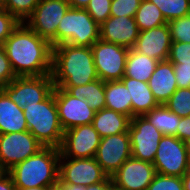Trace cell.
Returning a JSON list of instances; mask_svg holds the SVG:
<instances>
[{"label":"cell","instance_id":"35","mask_svg":"<svg viewBox=\"0 0 190 190\" xmlns=\"http://www.w3.org/2000/svg\"><path fill=\"white\" fill-rule=\"evenodd\" d=\"M168 60L173 64L190 65V43L172 42Z\"/></svg>","mask_w":190,"mask_h":190},{"label":"cell","instance_id":"16","mask_svg":"<svg viewBox=\"0 0 190 190\" xmlns=\"http://www.w3.org/2000/svg\"><path fill=\"white\" fill-rule=\"evenodd\" d=\"M55 103L64 131L79 125L90 124L95 112L85 101L70 95L65 89L55 87Z\"/></svg>","mask_w":190,"mask_h":190},{"label":"cell","instance_id":"42","mask_svg":"<svg viewBox=\"0 0 190 190\" xmlns=\"http://www.w3.org/2000/svg\"><path fill=\"white\" fill-rule=\"evenodd\" d=\"M71 8H83L89 4L90 0H67Z\"/></svg>","mask_w":190,"mask_h":190},{"label":"cell","instance_id":"27","mask_svg":"<svg viewBox=\"0 0 190 190\" xmlns=\"http://www.w3.org/2000/svg\"><path fill=\"white\" fill-rule=\"evenodd\" d=\"M139 31L167 24L160 9L150 0H142L134 16Z\"/></svg>","mask_w":190,"mask_h":190},{"label":"cell","instance_id":"5","mask_svg":"<svg viewBox=\"0 0 190 190\" xmlns=\"http://www.w3.org/2000/svg\"><path fill=\"white\" fill-rule=\"evenodd\" d=\"M100 39V26L83 8H69L57 28V46L91 47Z\"/></svg>","mask_w":190,"mask_h":190},{"label":"cell","instance_id":"40","mask_svg":"<svg viewBox=\"0 0 190 190\" xmlns=\"http://www.w3.org/2000/svg\"><path fill=\"white\" fill-rule=\"evenodd\" d=\"M86 190H116V188L111 177L108 176L103 182L86 186Z\"/></svg>","mask_w":190,"mask_h":190},{"label":"cell","instance_id":"6","mask_svg":"<svg viewBox=\"0 0 190 190\" xmlns=\"http://www.w3.org/2000/svg\"><path fill=\"white\" fill-rule=\"evenodd\" d=\"M67 0H40L31 16L24 22L52 48L57 46V28L62 17L69 10Z\"/></svg>","mask_w":190,"mask_h":190},{"label":"cell","instance_id":"32","mask_svg":"<svg viewBox=\"0 0 190 190\" xmlns=\"http://www.w3.org/2000/svg\"><path fill=\"white\" fill-rule=\"evenodd\" d=\"M112 0H90L85 10L101 26L110 17Z\"/></svg>","mask_w":190,"mask_h":190},{"label":"cell","instance_id":"31","mask_svg":"<svg viewBox=\"0 0 190 190\" xmlns=\"http://www.w3.org/2000/svg\"><path fill=\"white\" fill-rule=\"evenodd\" d=\"M172 42L190 43V14L168 23Z\"/></svg>","mask_w":190,"mask_h":190},{"label":"cell","instance_id":"8","mask_svg":"<svg viewBox=\"0 0 190 190\" xmlns=\"http://www.w3.org/2000/svg\"><path fill=\"white\" fill-rule=\"evenodd\" d=\"M91 50L98 78L103 82L121 80L125 74L129 49L99 39Z\"/></svg>","mask_w":190,"mask_h":190},{"label":"cell","instance_id":"13","mask_svg":"<svg viewBox=\"0 0 190 190\" xmlns=\"http://www.w3.org/2000/svg\"><path fill=\"white\" fill-rule=\"evenodd\" d=\"M101 137L92 123L75 126L63 133L60 157L93 158Z\"/></svg>","mask_w":190,"mask_h":190},{"label":"cell","instance_id":"47","mask_svg":"<svg viewBox=\"0 0 190 190\" xmlns=\"http://www.w3.org/2000/svg\"><path fill=\"white\" fill-rule=\"evenodd\" d=\"M7 173V170L0 163V178Z\"/></svg>","mask_w":190,"mask_h":190},{"label":"cell","instance_id":"44","mask_svg":"<svg viewBox=\"0 0 190 190\" xmlns=\"http://www.w3.org/2000/svg\"><path fill=\"white\" fill-rule=\"evenodd\" d=\"M63 190H86V187L80 186V185H67V184H61Z\"/></svg>","mask_w":190,"mask_h":190},{"label":"cell","instance_id":"15","mask_svg":"<svg viewBox=\"0 0 190 190\" xmlns=\"http://www.w3.org/2000/svg\"><path fill=\"white\" fill-rule=\"evenodd\" d=\"M155 174L153 163L131 156L110 177L116 190H147Z\"/></svg>","mask_w":190,"mask_h":190},{"label":"cell","instance_id":"20","mask_svg":"<svg viewBox=\"0 0 190 190\" xmlns=\"http://www.w3.org/2000/svg\"><path fill=\"white\" fill-rule=\"evenodd\" d=\"M121 81L128 88L132 102V118L143 116L160 104L152 94L148 83L123 76Z\"/></svg>","mask_w":190,"mask_h":190},{"label":"cell","instance_id":"25","mask_svg":"<svg viewBox=\"0 0 190 190\" xmlns=\"http://www.w3.org/2000/svg\"><path fill=\"white\" fill-rule=\"evenodd\" d=\"M58 87L65 89L75 98L80 100L85 99L94 111H100L105 108L104 82L101 79H97L86 85Z\"/></svg>","mask_w":190,"mask_h":190},{"label":"cell","instance_id":"36","mask_svg":"<svg viewBox=\"0 0 190 190\" xmlns=\"http://www.w3.org/2000/svg\"><path fill=\"white\" fill-rule=\"evenodd\" d=\"M19 21L0 5V46H3Z\"/></svg>","mask_w":190,"mask_h":190},{"label":"cell","instance_id":"26","mask_svg":"<svg viewBox=\"0 0 190 190\" xmlns=\"http://www.w3.org/2000/svg\"><path fill=\"white\" fill-rule=\"evenodd\" d=\"M143 116L163 135L176 136V129L179 125L180 117L171 112L164 104H160Z\"/></svg>","mask_w":190,"mask_h":190},{"label":"cell","instance_id":"43","mask_svg":"<svg viewBox=\"0 0 190 190\" xmlns=\"http://www.w3.org/2000/svg\"><path fill=\"white\" fill-rule=\"evenodd\" d=\"M181 178L184 190H190V169Z\"/></svg>","mask_w":190,"mask_h":190},{"label":"cell","instance_id":"48","mask_svg":"<svg viewBox=\"0 0 190 190\" xmlns=\"http://www.w3.org/2000/svg\"><path fill=\"white\" fill-rule=\"evenodd\" d=\"M185 143H186V147H187V153H188V156L190 159V139H188Z\"/></svg>","mask_w":190,"mask_h":190},{"label":"cell","instance_id":"34","mask_svg":"<svg viewBox=\"0 0 190 190\" xmlns=\"http://www.w3.org/2000/svg\"><path fill=\"white\" fill-rule=\"evenodd\" d=\"M142 0H112L110 16L134 17Z\"/></svg>","mask_w":190,"mask_h":190},{"label":"cell","instance_id":"3","mask_svg":"<svg viewBox=\"0 0 190 190\" xmlns=\"http://www.w3.org/2000/svg\"><path fill=\"white\" fill-rule=\"evenodd\" d=\"M60 150L43 147L7 172L16 188L51 187L59 183Z\"/></svg>","mask_w":190,"mask_h":190},{"label":"cell","instance_id":"39","mask_svg":"<svg viewBox=\"0 0 190 190\" xmlns=\"http://www.w3.org/2000/svg\"><path fill=\"white\" fill-rule=\"evenodd\" d=\"M176 137L185 142L190 139V115L180 118L176 129Z\"/></svg>","mask_w":190,"mask_h":190},{"label":"cell","instance_id":"30","mask_svg":"<svg viewBox=\"0 0 190 190\" xmlns=\"http://www.w3.org/2000/svg\"><path fill=\"white\" fill-rule=\"evenodd\" d=\"M164 105L180 118L190 115V88H177Z\"/></svg>","mask_w":190,"mask_h":190},{"label":"cell","instance_id":"10","mask_svg":"<svg viewBox=\"0 0 190 190\" xmlns=\"http://www.w3.org/2000/svg\"><path fill=\"white\" fill-rule=\"evenodd\" d=\"M108 175L93 158L60 157L59 183L83 187L103 182Z\"/></svg>","mask_w":190,"mask_h":190},{"label":"cell","instance_id":"19","mask_svg":"<svg viewBox=\"0 0 190 190\" xmlns=\"http://www.w3.org/2000/svg\"><path fill=\"white\" fill-rule=\"evenodd\" d=\"M147 83L156 101L163 105L177 90L173 63L159 61Z\"/></svg>","mask_w":190,"mask_h":190},{"label":"cell","instance_id":"38","mask_svg":"<svg viewBox=\"0 0 190 190\" xmlns=\"http://www.w3.org/2000/svg\"><path fill=\"white\" fill-rule=\"evenodd\" d=\"M177 88H190V65L173 64Z\"/></svg>","mask_w":190,"mask_h":190},{"label":"cell","instance_id":"45","mask_svg":"<svg viewBox=\"0 0 190 190\" xmlns=\"http://www.w3.org/2000/svg\"><path fill=\"white\" fill-rule=\"evenodd\" d=\"M17 190H47V187H29V188H17Z\"/></svg>","mask_w":190,"mask_h":190},{"label":"cell","instance_id":"46","mask_svg":"<svg viewBox=\"0 0 190 190\" xmlns=\"http://www.w3.org/2000/svg\"><path fill=\"white\" fill-rule=\"evenodd\" d=\"M47 190H63L62 185L60 183H57L54 186L47 187Z\"/></svg>","mask_w":190,"mask_h":190},{"label":"cell","instance_id":"4","mask_svg":"<svg viewBox=\"0 0 190 190\" xmlns=\"http://www.w3.org/2000/svg\"><path fill=\"white\" fill-rule=\"evenodd\" d=\"M28 131L44 146L60 148L64 130L61 126L53 91L37 104L23 109Z\"/></svg>","mask_w":190,"mask_h":190},{"label":"cell","instance_id":"41","mask_svg":"<svg viewBox=\"0 0 190 190\" xmlns=\"http://www.w3.org/2000/svg\"><path fill=\"white\" fill-rule=\"evenodd\" d=\"M0 190H17L13 179L8 172L0 178Z\"/></svg>","mask_w":190,"mask_h":190},{"label":"cell","instance_id":"29","mask_svg":"<svg viewBox=\"0 0 190 190\" xmlns=\"http://www.w3.org/2000/svg\"><path fill=\"white\" fill-rule=\"evenodd\" d=\"M39 2L40 0H1L0 5L20 23H24Z\"/></svg>","mask_w":190,"mask_h":190},{"label":"cell","instance_id":"22","mask_svg":"<svg viewBox=\"0 0 190 190\" xmlns=\"http://www.w3.org/2000/svg\"><path fill=\"white\" fill-rule=\"evenodd\" d=\"M130 118L107 108L96 111L92 125L101 138L128 132Z\"/></svg>","mask_w":190,"mask_h":190},{"label":"cell","instance_id":"28","mask_svg":"<svg viewBox=\"0 0 190 190\" xmlns=\"http://www.w3.org/2000/svg\"><path fill=\"white\" fill-rule=\"evenodd\" d=\"M150 1L160 9L167 22L190 14V0Z\"/></svg>","mask_w":190,"mask_h":190},{"label":"cell","instance_id":"7","mask_svg":"<svg viewBox=\"0 0 190 190\" xmlns=\"http://www.w3.org/2000/svg\"><path fill=\"white\" fill-rule=\"evenodd\" d=\"M156 173L182 177L190 169L185 141L176 136L163 135L153 162Z\"/></svg>","mask_w":190,"mask_h":190},{"label":"cell","instance_id":"2","mask_svg":"<svg viewBox=\"0 0 190 190\" xmlns=\"http://www.w3.org/2000/svg\"><path fill=\"white\" fill-rule=\"evenodd\" d=\"M54 87L80 86L98 78L91 47L62 44L52 48Z\"/></svg>","mask_w":190,"mask_h":190},{"label":"cell","instance_id":"37","mask_svg":"<svg viewBox=\"0 0 190 190\" xmlns=\"http://www.w3.org/2000/svg\"><path fill=\"white\" fill-rule=\"evenodd\" d=\"M15 75L3 46H0V89L8 85Z\"/></svg>","mask_w":190,"mask_h":190},{"label":"cell","instance_id":"17","mask_svg":"<svg viewBox=\"0 0 190 190\" xmlns=\"http://www.w3.org/2000/svg\"><path fill=\"white\" fill-rule=\"evenodd\" d=\"M172 38L168 24L140 31L134 49L158 61L168 60Z\"/></svg>","mask_w":190,"mask_h":190},{"label":"cell","instance_id":"24","mask_svg":"<svg viewBox=\"0 0 190 190\" xmlns=\"http://www.w3.org/2000/svg\"><path fill=\"white\" fill-rule=\"evenodd\" d=\"M158 62L154 58L137 52L134 48L129 49L124 76L147 83Z\"/></svg>","mask_w":190,"mask_h":190},{"label":"cell","instance_id":"14","mask_svg":"<svg viewBox=\"0 0 190 190\" xmlns=\"http://www.w3.org/2000/svg\"><path fill=\"white\" fill-rule=\"evenodd\" d=\"M132 156L128 132L101 138L94 158L102 170L112 176Z\"/></svg>","mask_w":190,"mask_h":190},{"label":"cell","instance_id":"9","mask_svg":"<svg viewBox=\"0 0 190 190\" xmlns=\"http://www.w3.org/2000/svg\"><path fill=\"white\" fill-rule=\"evenodd\" d=\"M54 89L52 75L18 76L2 90L21 109L42 102Z\"/></svg>","mask_w":190,"mask_h":190},{"label":"cell","instance_id":"33","mask_svg":"<svg viewBox=\"0 0 190 190\" xmlns=\"http://www.w3.org/2000/svg\"><path fill=\"white\" fill-rule=\"evenodd\" d=\"M147 190H184L182 178L156 173Z\"/></svg>","mask_w":190,"mask_h":190},{"label":"cell","instance_id":"1","mask_svg":"<svg viewBox=\"0 0 190 190\" xmlns=\"http://www.w3.org/2000/svg\"><path fill=\"white\" fill-rule=\"evenodd\" d=\"M3 47L17 77L51 74V44L25 23H19L6 39Z\"/></svg>","mask_w":190,"mask_h":190},{"label":"cell","instance_id":"11","mask_svg":"<svg viewBox=\"0 0 190 190\" xmlns=\"http://www.w3.org/2000/svg\"><path fill=\"white\" fill-rule=\"evenodd\" d=\"M132 157L153 163L163 134L144 116H134L128 129Z\"/></svg>","mask_w":190,"mask_h":190},{"label":"cell","instance_id":"18","mask_svg":"<svg viewBox=\"0 0 190 190\" xmlns=\"http://www.w3.org/2000/svg\"><path fill=\"white\" fill-rule=\"evenodd\" d=\"M139 28L134 17L110 16L100 26V39L128 49L134 48L139 36Z\"/></svg>","mask_w":190,"mask_h":190},{"label":"cell","instance_id":"12","mask_svg":"<svg viewBox=\"0 0 190 190\" xmlns=\"http://www.w3.org/2000/svg\"><path fill=\"white\" fill-rule=\"evenodd\" d=\"M43 147L29 131L0 134V163L8 171Z\"/></svg>","mask_w":190,"mask_h":190},{"label":"cell","instance_id":"23","mask_svg":"<svg viewBox=\"0 0 190 190\" xmlns=\"http://www.w3.org/2000/svg\"><path fill=\"white\" fill-rule=\"evenodd\" d=\"M105 108L132 118V102L128 88L121 80L104 82Z\"/></svg>","mask_w":190,"mask_h":190},{"label":"cell","instance_id":"21","mask_svg":"<svg viewBox=\"0 0 190 190\" xmlns=\"http://www.w3.org/2000/svg\"><path fill=\"white\" fill-rule=\"evenodd\" d=\"M23 131H28L23 109L0 89V134Z\"/></svg>","mask_w":190,"mask_h":190}]
</instances>
